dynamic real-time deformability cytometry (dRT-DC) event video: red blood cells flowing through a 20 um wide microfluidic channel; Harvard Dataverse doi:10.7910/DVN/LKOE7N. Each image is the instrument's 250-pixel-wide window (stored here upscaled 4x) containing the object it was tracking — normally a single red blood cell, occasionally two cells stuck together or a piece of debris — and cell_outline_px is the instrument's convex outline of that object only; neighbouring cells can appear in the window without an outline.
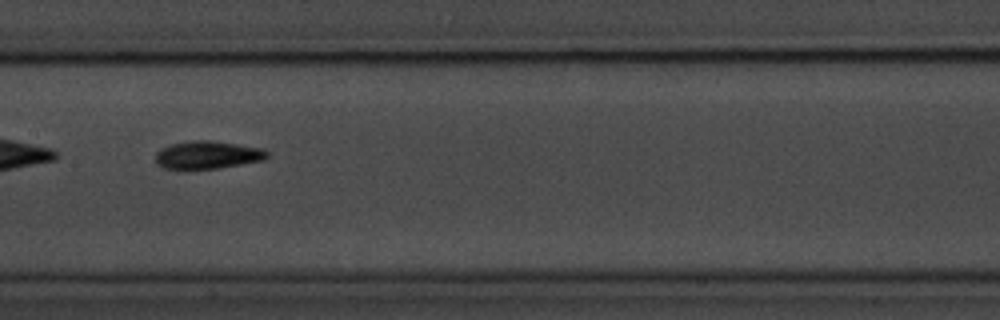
{"species": "common noctule bat (a hibernating species)", "species_latin": "Nyctalus noctula", "temperature_condition": "room temperature", "stored_images_in_passage": 10, "camera_frame_rate_fps": 3000, "um_per_image_px": 0.085, "animal": {"sex": "male", "body_mass_g": 20.1, "forearm_length_mm": 53.5}, "frame": {"image": 1, "passage_image": 4, "time_ms": 3.333, "image_size_px": [1000, 320], "cell_outline_px": [[268, 156], [264, 160], [220, 168], [164, 168], [156, 164], [156, 152], [160, 148], [172, 144], [192, 140], [212, 140], [264, 148], [268, 152]], "centroid_in_image_um": [17.67, 13.15], "position_along_channel_um": 189.7, "area_um2": 18.09}}